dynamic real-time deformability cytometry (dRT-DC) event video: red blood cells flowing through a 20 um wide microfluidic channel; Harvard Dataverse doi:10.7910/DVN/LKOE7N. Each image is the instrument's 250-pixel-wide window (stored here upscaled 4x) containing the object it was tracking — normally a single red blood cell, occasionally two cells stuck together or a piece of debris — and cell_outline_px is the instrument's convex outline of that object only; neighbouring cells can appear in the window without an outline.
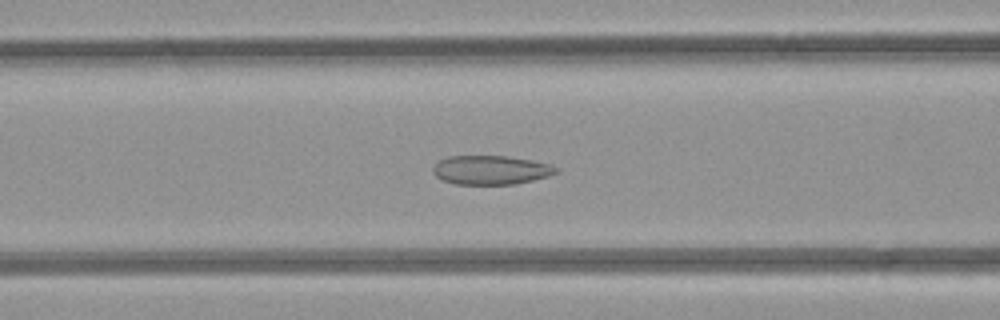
{"species": "common noctule bat (a hibernating species)", "species_latin": "Nyctalus noctula", "temperature_condition": "room temperature", "stored_images_in_passage": 47, "camera_frame_rate_fps": 3000, "um_per_image_px": 0.085, "animal": {"sex": "female", "body_mass_g": 21.9}, "frame": {"image": 1, "passage_image": 17, "time_ms": 5.333, "image_size_px": [1000, 320], "cell_outline_px": [[560, 172], [548, 176], [516, 184], [456, 184], [444, 180], [436, 176], [432, 172], [432, 168], [440, 160], [448, 156], [508, 156], [532, 160], [548, 164], [560, 168]], "centroid_in_image_um": [41.75, 14.45], "position_along_channel_um": 124.8, "area_um2": 20.81}}
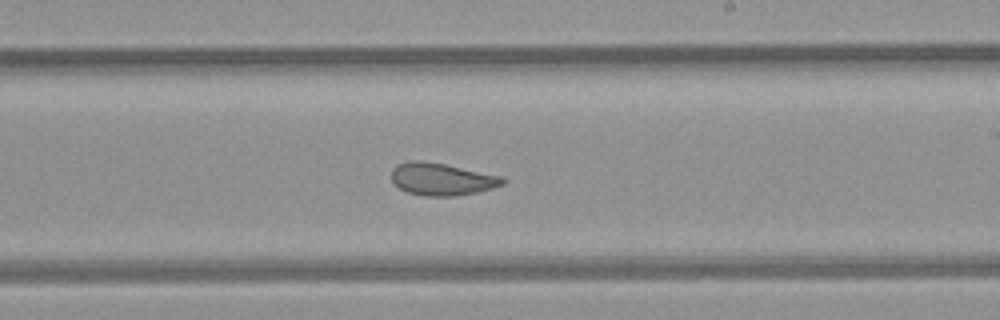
{"frame": {"image": 2, "passage_image": 26, "time_ms": 8.333, "image_size_px": [1000, 320], "cell_outline_px": [[508, 180], [504, 184], [492, 188], [476, 192], [456, 196], [424, 196], [408, 192], [400, 188], [392, 180], [392, 168], [396, 164], [412, 160], [420, 160], [444, 164], [504, 176]], "centroid_in_image_um": [37.58, 15.22], "position_along_channel_um": 251.4, "area_um2": 21.04}}
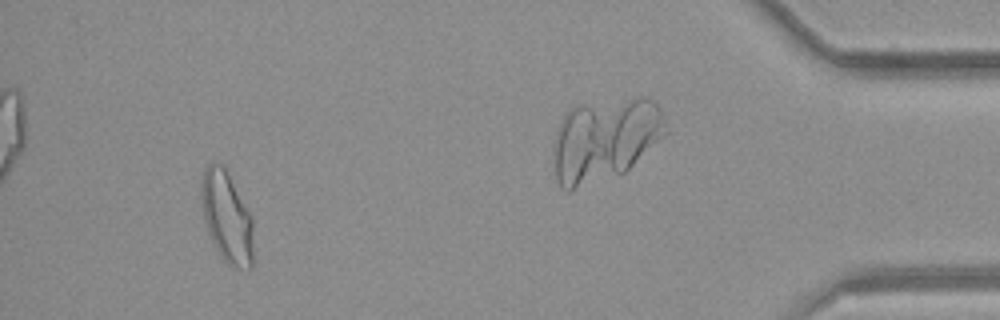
{"frame": {"image": 3, "passage_image": 43, "time_ms": 14.0, "image_size_px": [1000, 320], "cell_outline_px": [[252, 268], [248, 272], [236, 268], [228, 264], [220, 256], [212, 244], [204, 220], [200, 204], [200, 176], [204, 168], [208, 164], [224, 164], [252, 216]], "centroid_in_image_um": [19.25, 18.44], "position_along_channel_um": 416.0, "area_um2": 28.44}, "authors_computed_cell_mechanics": {"area_um2": 23.5246, "velocity_mm_per_s": 4.2187, "shape_relaxation_time_tau1_ms": null, "shape_relaxation_time_tau2_ms": 1.4812, "deformation_change_tau1": null, "deformation_change_tau2": 0.0696}}